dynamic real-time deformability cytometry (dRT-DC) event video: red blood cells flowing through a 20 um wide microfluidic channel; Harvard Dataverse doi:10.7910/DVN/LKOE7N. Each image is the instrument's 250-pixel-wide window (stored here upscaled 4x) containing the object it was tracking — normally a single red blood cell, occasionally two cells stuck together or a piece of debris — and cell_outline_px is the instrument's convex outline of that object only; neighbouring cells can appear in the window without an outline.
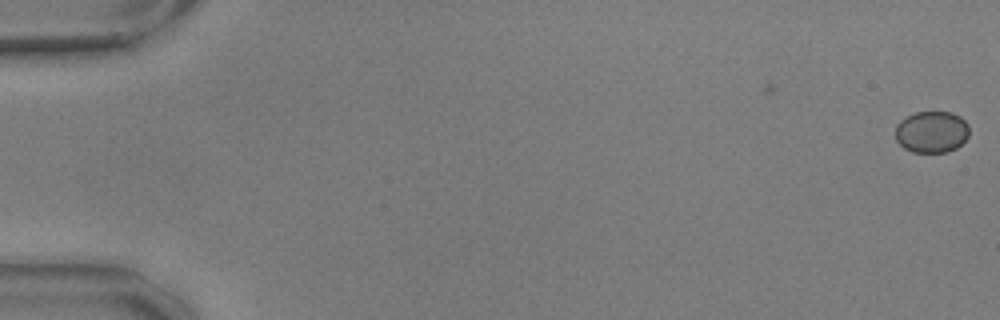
{"species": "common noctule bat (a hibernating species)", "species_latin": "Nyctalus noctula", "temperature_condition": "warm", "stored_images_in_passage": 2, "camera_frame_rate_fps": 3000, "um_per_image_px": 0.085, "animal": {"sex": "male", "body_mass_g": 17.9, "forearm_length_mm": 54.2}, "frame": {"image": 1, "passage_image": 2, "time_ms": 0.333, "image_size_px": [1000, 320], "cell_outline_px": [[968, 136], [956, 148], [948, 152], [912, 152], [904, 148], [896, 140], [896, 124], [900, 120], [916, 112], [952, 112], [960, 116], [968, 124]], "centroid_in_image_um": [79.19, 11.21], "position_along_channel_um": 5.8, "area_um2": 17.92}}